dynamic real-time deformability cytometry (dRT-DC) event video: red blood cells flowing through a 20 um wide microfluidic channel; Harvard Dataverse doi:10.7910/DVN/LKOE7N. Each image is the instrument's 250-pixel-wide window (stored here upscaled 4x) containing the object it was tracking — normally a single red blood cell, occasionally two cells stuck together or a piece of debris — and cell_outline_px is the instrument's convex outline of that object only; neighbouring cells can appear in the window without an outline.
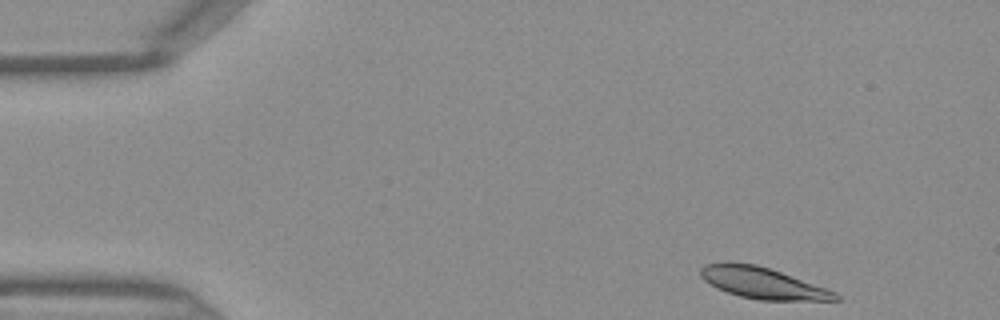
{"species": "Egyptian fruit bat (a non-hibernating species)", "species_latin": "Rousettus aegyptiacus", "temperature_condition": "warm", "stored_images_in_passage": 36, "camera_frame_rate_fps": 3000, "um_per_image_px": 0.085, "frame": {"image": 1, "passage_image": 1, "time_ms": 0.0, "image_size_px": [1000, 320], "cell_outline_px": [[840, 300], [760, 300], [740, 296], [716, 288], [704, 280], [700, 276], [700, 268], [704, 264], [756, 264], [780, 272], [836, 292], [840, 296]], "centroid_in_image_um": [64.82, 24.08], "position_along_channel_um": 20.2, "area_um2": 23.81}}
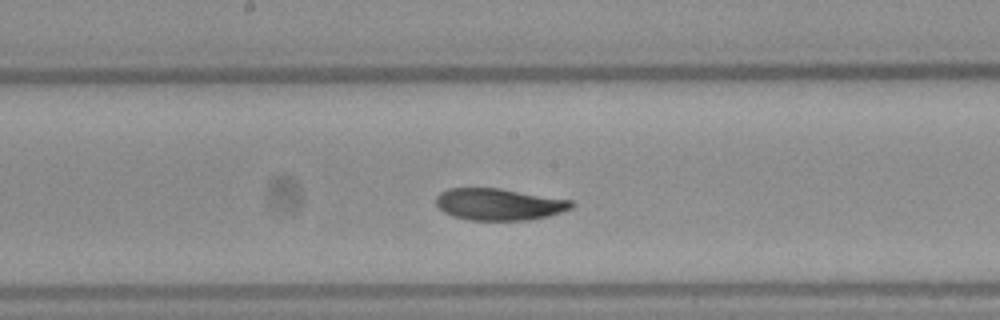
{"frame": {"image": 2, "passage_image": 20, "time_ms": 6.333, "image_size_px": [1000, 320], "cell_outline_px": [[576, 204], [572, 208], [548, 216], [528, 220], [468, 220], [452, 216], [444, 212], [436, 204], [436, 196], [440, 192], [448, 188], [500, 188], [572, 200]], "centroid_in_image_um": [42.41, 17.36], "position_along_channel_um": 205.8, "area_um2": 25.2}}
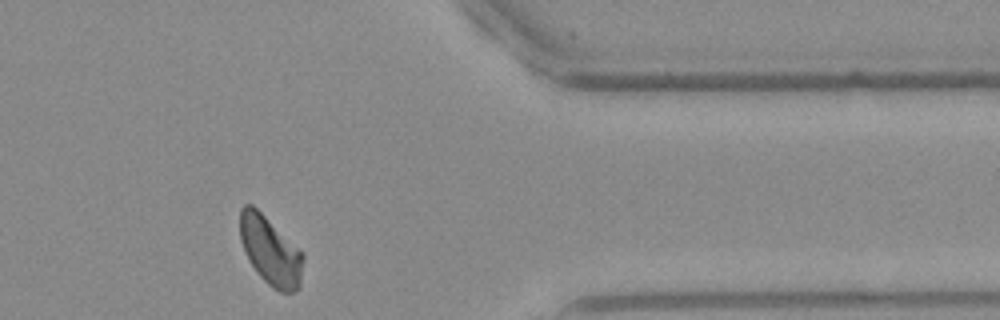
{"frame": {"image": 3, "passage_image": 34, "time_ms": 11.0, "image_size_px": [1000, 320], "cell_outline_px": [[304, 256], [300, 288], [292, 292], [280, 292], [272, 288], [256, 272], [248, 260], [240, 240], [240, 208], [244, 204], [252, 204], [304, 252]], "centroid_in_image_um": [22.99, 21.33], "position_along_channel_um": 388.4, "area_um2": 25.49}}